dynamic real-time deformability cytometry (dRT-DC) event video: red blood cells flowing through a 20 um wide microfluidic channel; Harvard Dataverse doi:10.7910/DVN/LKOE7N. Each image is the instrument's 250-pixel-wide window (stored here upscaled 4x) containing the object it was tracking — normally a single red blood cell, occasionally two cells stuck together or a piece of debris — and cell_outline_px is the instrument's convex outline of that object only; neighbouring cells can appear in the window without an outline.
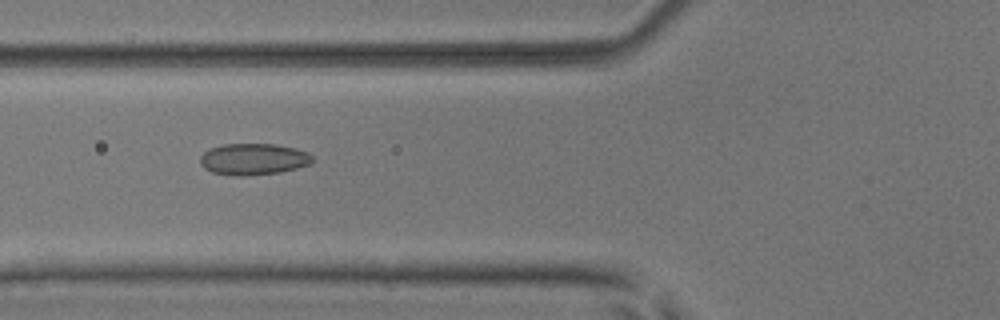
{"species": "common noctule bat (a hibernating species)", "species_latin": "Nyctalus noctula", "temperature_condition": "room temperature", "stored_images_in_passage": 40, "camera_frame_rate_fps": 3000, "um_per_image_px": 0.085, "animal": {"sex": "male", "body_mass_g": 17.9, "forearm_length_mm": 54.2}, "frame": {"image": 1, "passage_image": 21, "time_ms": 6.667, "image_size_px": [1000, 320], "cell_outline_px": [[312, 164], [280, 172], [244, 176], [240, 176], [212, 172], [204, 168], [200, 164], [200, 156], [204, 152], [212, 148], [224, 144], [276, 144], [296, 148], [308, 152], [312, 156]], "centroid_in_image_um": [21.56, 13.52], "position_along_channel_um": 104.2, "area_um2": 20.58}}
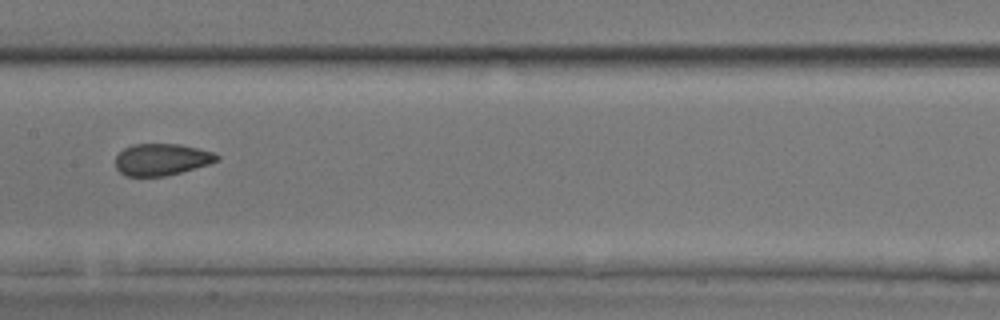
{"frame": {"image": 2, "passage_image": 28, "time_ms": 9.0, "image_size_px": [1000, 320], "cell_outline_px": [[220, 160], [208, 164], [180, 172], [164, 176], [128, 176], [120, 172], [116, 168], [116, 156], [124, 148], [132, 144], [180, 144], [216, 152], [220, 156]], "centroid_in_image_um": [13.76, 13.54], "position_along_channel_um": 193.6, "area_um2": 18.79}}
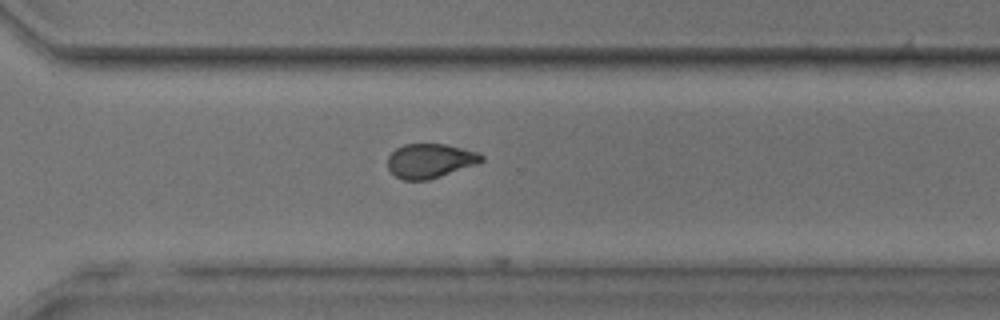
{"frame": {"image": 3, "passage_image": 39, "time_ms": 12.667, "image_size_px": [1000, 320], "cell_outline_px": [[484, 160], [440, 176], [428, 180], [404, 180], [396, 176], [388, 168], [388, 156], [396, 148], [404, 144], [444, 144], [476, 152], [484, 156]], "centroid_in_image_um": [36.5, 13.66], "position_along_channel_um": 334.1, "area_um2": 18.32}}